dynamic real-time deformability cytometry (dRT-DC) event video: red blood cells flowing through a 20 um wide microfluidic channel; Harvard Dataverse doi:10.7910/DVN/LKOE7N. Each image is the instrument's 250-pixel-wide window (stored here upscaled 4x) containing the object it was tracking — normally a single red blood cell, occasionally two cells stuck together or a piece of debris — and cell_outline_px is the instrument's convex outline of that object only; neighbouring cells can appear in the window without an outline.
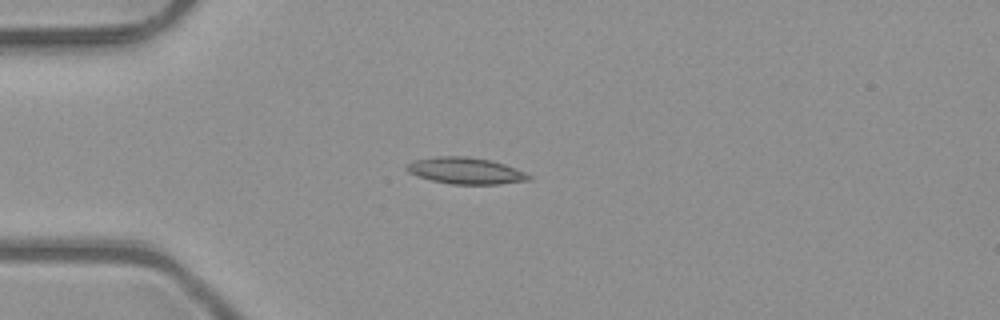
{"species": "common noctule bat (a hibernating species)", "species_latin": "Nyctalus noctula", "temperature_condition": "room temperature", "stored_images_in_passage": 3, "camera_frame_rate_fps": 3000, "um_per_image_px": 0.085, "animal": {"sex": "male", "body_mass_g": 23.1, "forearm_length_mm": 52.7}, "frame": {"image": 1, "passage_image": 3, "time_ms": 0.667, "image_size_px": [1000, 320], "cell_outline_px": [[532, 180], [500, 184], [452, 184], [432, 180], [408, 172], [404, 168], [408, 164], [416, 160], [440, 156], [464, 156], [492, 160], [516, 168], [532, 176]], "centroid_in_image_um": [39.63, 14.52], "position_along_channel_um": 45.4, "area_um2": 18.73}}